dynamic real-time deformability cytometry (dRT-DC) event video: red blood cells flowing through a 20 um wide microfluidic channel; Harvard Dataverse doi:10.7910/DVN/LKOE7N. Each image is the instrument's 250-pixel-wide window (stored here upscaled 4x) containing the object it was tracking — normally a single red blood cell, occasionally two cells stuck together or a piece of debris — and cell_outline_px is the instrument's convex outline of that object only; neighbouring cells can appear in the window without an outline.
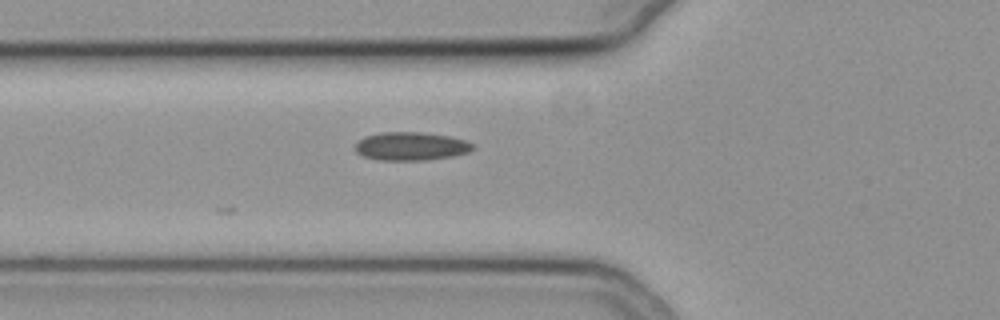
{"species": "common noctule bat (a hibernating species)", "species_latin": "Nyctalus noctula", "temperature_condition": "cold", "stored_images_in_passage": 27, "camera_frame_rate_fps": 3000, "um_per_image_px": 0.085, "animal": {"sex": "female", "body_mass_g": 19.3, "forearm_length_mm": 54.1}, "frame": {"image": 1, "passage_image": 2, "time_ms": 0.333, "image_size_px": [1000, 320], "cell_outline_px": [[476, 144], [468, 152], [452, 156], [428, 160], [380, 160], [364, 156], [356, 152], [356, 144], [364, 136], [380, 132], [424, 132], [448, 136], [464, 140]], "centroid_in_image_um": [34.94, 12.42], "position_along_channel_um": 90.9, "area_um2": 19.36}}
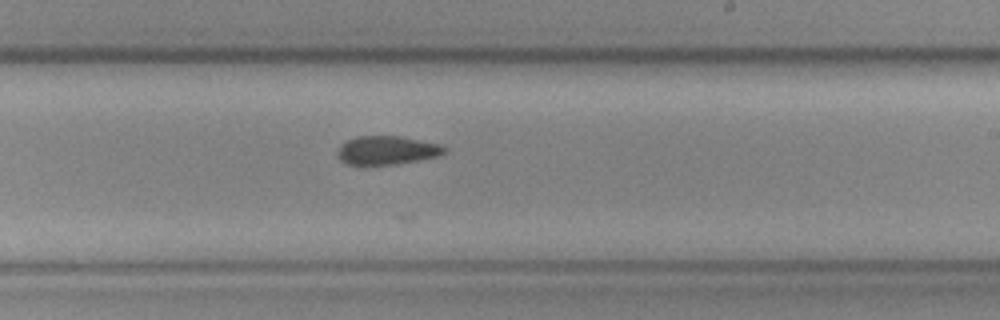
{"frame": {"image": 2, "passage_image": 15, "time_ms": 4.667, "image_size_px": [1000, 320], "cell_outline_px": [[448, 148], [444, 152], [436, 156], [396, 164], [364, 168], [348, 164], [340, 160], [336, 156], [336, 152], [340, 144], [356, 136], [400, 136], [440, 144]], "centroid_in_image_um": [32.78, 12.81], "position_along_channel_um": 256.2, "area_um2": 18.38}}
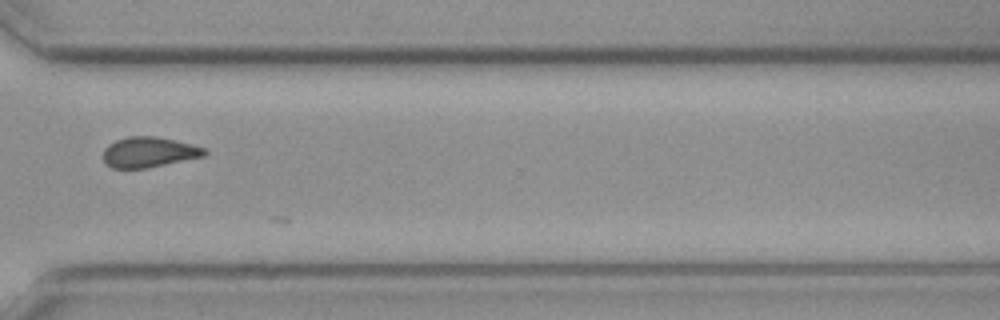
{"frame": {"image": 3, "passage_image": 23, "time_ms": 7.333, "image_size_px": [1000, 320], "cell_outline_px": [[208, 152], [204, 156], [148, 168], [112, 168], [104, 160], [104, 148], [108, 144], [116, 140], [128, 136], [156, 136], [192, 144], [208, 148]], "centroid_in_image_um": [12.69, 12.92], "position_along_channel_um": 357.9, "area_um2": 17.98}}